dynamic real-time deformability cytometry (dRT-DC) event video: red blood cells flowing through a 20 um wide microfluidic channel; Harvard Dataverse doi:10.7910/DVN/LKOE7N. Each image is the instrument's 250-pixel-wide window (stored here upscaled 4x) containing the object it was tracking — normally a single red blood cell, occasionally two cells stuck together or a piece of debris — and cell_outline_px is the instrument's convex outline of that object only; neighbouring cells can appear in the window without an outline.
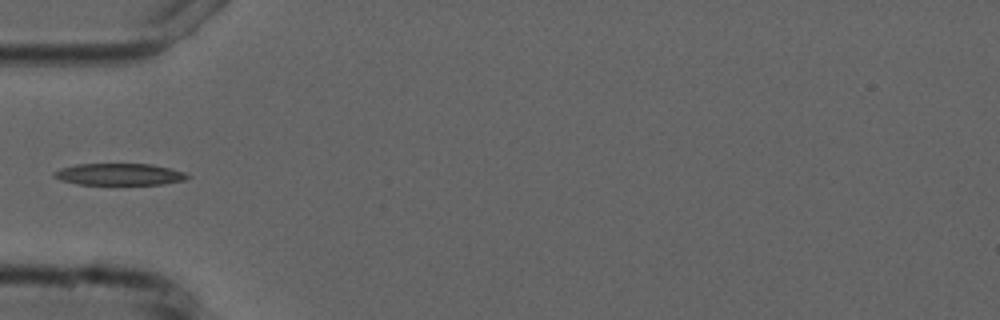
{"species": "common noctule bat (a hibernating species)", "species_latin": "Nyctalus noctula", "temperature_condition": "cold", "stored_images_in_passage": 7, "camera_frame_rate_fps": 3000, "um_per_image_px": 0.085, "animal": {"sex": "male", "forearm_length_mm": 52.5}, "frame": {"image": 1, "passage_image": 5, "time_ms": 5.0, "image_size_px": [1000, 320], "cell_outline_px": [[192, 176], [184, 180], [164, 184], [76, 184], [60, 180], [52, 176], [52, 172], [60, 168], [76, 164], [152, 164], [172, 168], [184, 172]], "centroid_in_image_um": [10.14, 14.81], "position_along_channel_um": 74.9, "area_um2": 17.05}}
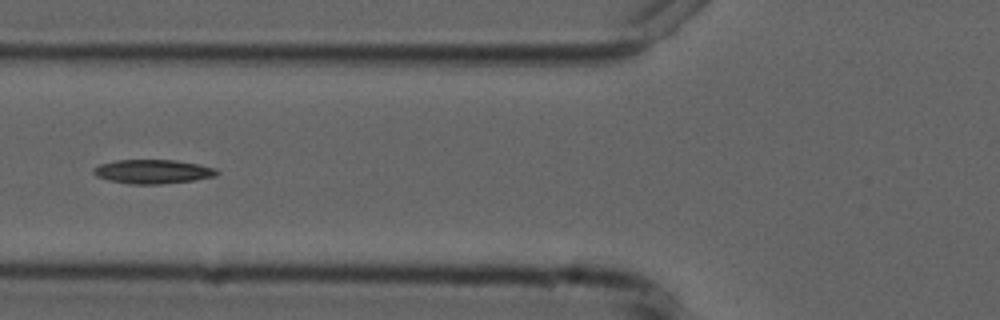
{"frame": {"image": 2, "passage_image": 6, "time_ms": 6.0, "image_size_px": [1000, 320], "cell_outline_px": [[220, 172], [216, 176], [192, 180], [160, 184], [132, 184], [108, 180], [96, 176], [92, 172], [92, 168], [100, 164], [116, 160], [176, 160], [200, 164], [216, 168]], "centroid_in_image_um": [12.99, 14.58], "position_along_channel_um": 112.8, "area_um2": 17.34}}
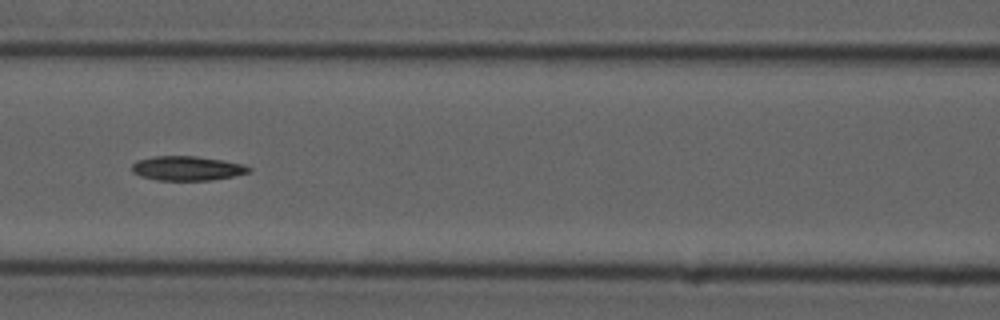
{"frame": {"image": 3, "passage_image": 7, "time_ms": 7.0, "image_size_px": [1000, 320], "cell_outline_px": [[252, 172], [212, 180], [156, 180], [140, 176], [132, 172], [132, 164], [136, 160], [152, 156], [196, 156], [244, 164], [252, 168]], "centroid_in_image_um": [15.89, 14.3], "position_along_channel_um": 150.7, "area_um2": 16.7}}